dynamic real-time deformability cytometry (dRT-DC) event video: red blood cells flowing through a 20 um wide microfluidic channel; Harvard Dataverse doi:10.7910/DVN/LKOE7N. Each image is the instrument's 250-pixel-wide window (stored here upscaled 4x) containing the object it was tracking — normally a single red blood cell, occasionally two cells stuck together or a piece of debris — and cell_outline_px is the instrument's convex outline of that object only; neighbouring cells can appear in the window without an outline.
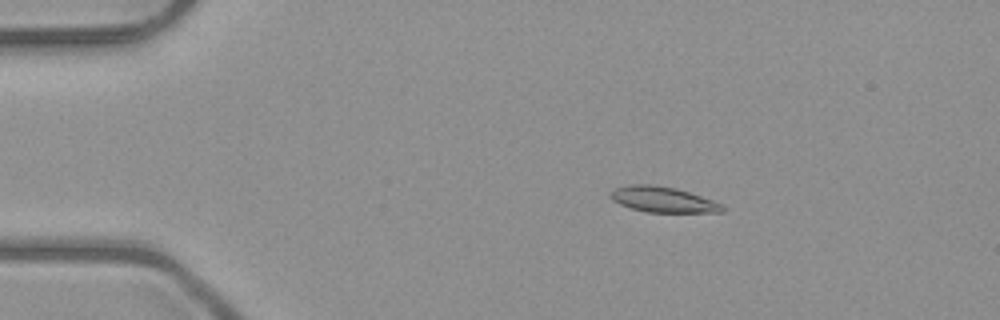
{"species": "common noctule bat (a hibernating species)", "species_latin": "Nyctalus noctula", "temperature_condition": "room temperature", "stored_images_in_passage": 47, "camera_frame_rate_fps": 3000, "um_per_image_px": 0.085, "animal": {"sex": "male", "body_mass_g": 23.1, "forearm_length_mm": 52.7}, "frame": {"image": 1, "passage_image": 5, "time_ms": 1.333, "image_size_px": [1000, 320], "cell_outline_px": [[724, 212], [648, 212], [632, 208], [620, 204], [612, 200], [612, 188], [636, 184], [652, 184], [676, 188], [724, 204]], "centroid_in_image_um": [56.37, 16.96], "position_along_channel_um": 28.6, "area_um2": 16.47}}
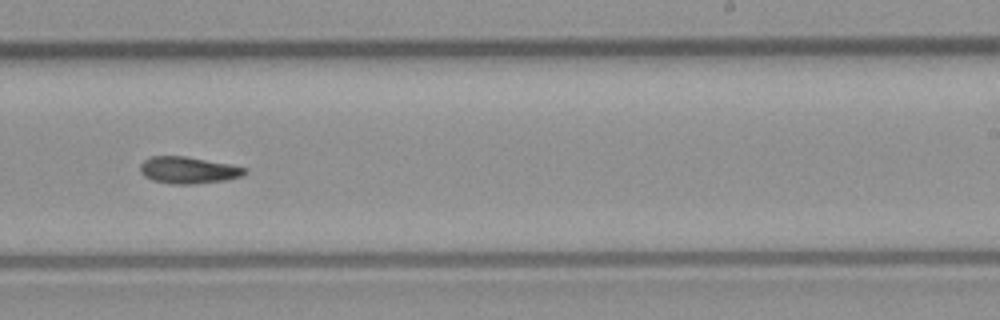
{"frame": {"image": 2, "passage_image": 28, "time_ms": 9.0, "image_size_px": [1000, 320], "cell_outline_px": [[248, 172], [244, 176], [224, 180], [192, 184], [172, 184], [152, 180], [144, 176], [140, 172], [140, 164], [144, 160], [152, 156], [184, 156], [228, 164], [248, 168]], "centroid_in_image_um": [16.01, 14.46], "position_along_channel_um": 273.0, "area_um2": 16.3}}
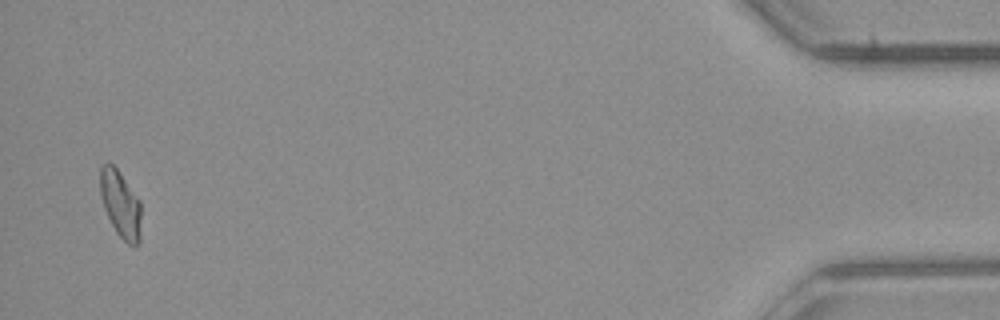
{"frame": {"image": 3, "passage_image": 46, "time_ms": 15.0, "image_size_px": [1000, 320], "cell_outline_px": [[140, 240], [136, 248], [128, 244], [116, 232], [104, 208], [100, 196], [100, 168], [104, 164], [112, 164], [116, 168], [140, 200]], "centroid_in_image_um": [10.25, 17.38], "position_along_channel_um": 425.0, "area_um2": 15.84}, "authors_computed_cell_mechanics": {"area_um2": 16.184, "velocity_mm_per_s": 4.0184, "shape_relaxation_time_tau1_ms": null, "shape_relaxation_time_tau2_ms": 8.3528, "deformation_change_tau1": null, "deformation_change_tau2": 0.1472}}